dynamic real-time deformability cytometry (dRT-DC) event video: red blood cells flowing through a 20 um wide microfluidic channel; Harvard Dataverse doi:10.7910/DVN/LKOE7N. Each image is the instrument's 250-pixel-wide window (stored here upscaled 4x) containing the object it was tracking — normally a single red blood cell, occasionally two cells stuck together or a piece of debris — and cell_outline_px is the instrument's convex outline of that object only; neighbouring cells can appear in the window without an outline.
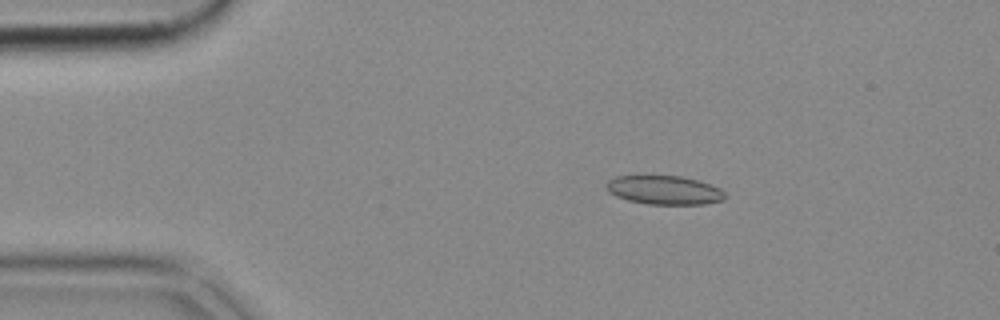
{"species": "common noctule bat (a hibernating species)", "species_latin": "Nyctalus noctula", "temperature_condition": "cold", "stored_images_in_passage": 50, "camera_frame_rate_fps": 3000, "um_per_image_px": 0.085, "animal": {"sex": "female", "body_mass_g": 18.4}, "frame": {"image": 1, "passage_image": 7, "time_ms": 2.0, "image_size_px": [1000, 320], "cell_outline_px": [[724, 200], [704, 204], [648, 204], [628, 200], [616, 196], [608, 192], [608, 180], [616, 176], [680, 176], [696, 180], [720, 188], [724, 192]], "centroid_in_image_um": [56.46, 16.16], "position_along_channel_um": 28.5, "area_um2": 19.65}}
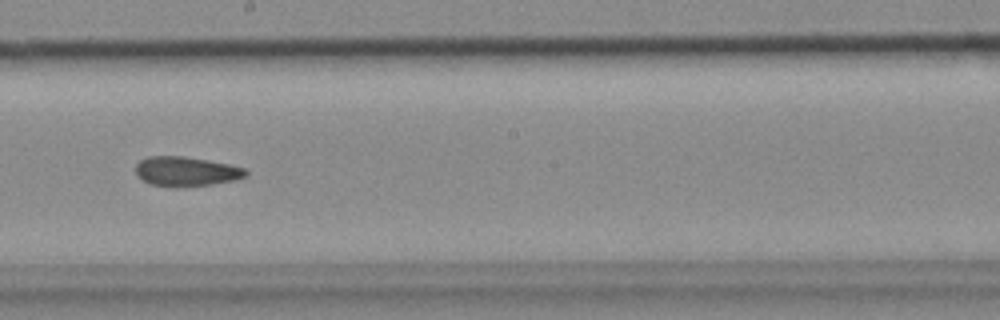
{"frame": {"image": 2, "passage_image": 27, "time_ms": 8.667, "image_size_px": [1000, 320], "cell_outline_px": [[248, 176], [236, 180], [212, 184], [176, 188], [148, 184], [136, 176], [136, 164], [140, 160], [148, 156], [184, 156], [208, 160], [228, 164], [244, 168], [248, 172]], "centroid_in_image_um": [15.8, 14.58], "position_along_channel_um": 232.4, "area_um2": 19.31}}
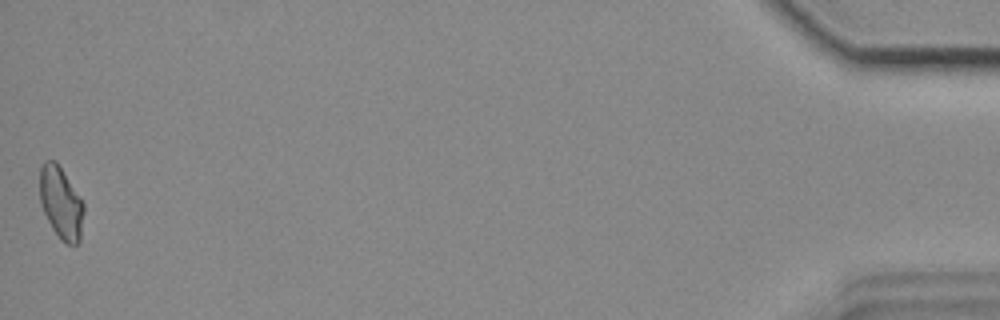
{"frame": {"image": 3, "passage_image": 50, "time_ms": 16.333, "image_size_px": [1000, 320], "cell_outline_px": [[84, 212], [80, 240], [76, 244], [68, 244], [60, 240], [52, 228], [40, 204], [40, 168], [44, 160], [56, 160], [84, 204]], "centroid_in_image_um": [5.17, 17.24], "position_along_channel_um": 430.0, "area_um2": 18.44}}